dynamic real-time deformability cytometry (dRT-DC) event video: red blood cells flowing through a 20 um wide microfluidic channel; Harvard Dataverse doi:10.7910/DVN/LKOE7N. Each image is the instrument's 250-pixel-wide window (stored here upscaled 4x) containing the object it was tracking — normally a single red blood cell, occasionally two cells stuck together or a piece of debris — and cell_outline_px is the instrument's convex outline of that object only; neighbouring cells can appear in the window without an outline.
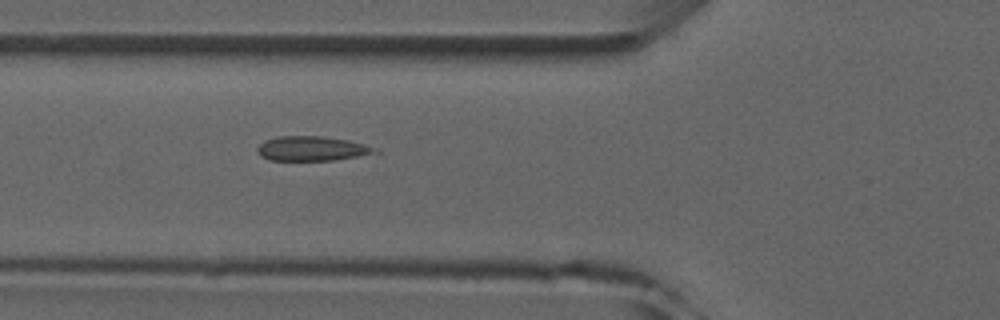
{"species": "common noctule bat (a hibernating species)", "species_latin": "Nyctalus noctula", "temperature_condition": "room temperature", "stored_images_in_passage": 5, "camera_frame_rate_fps": 3000, "um_per_image_px": 0.085, "animal": {"sex": "male", "forearm_length_mm": 52.5}, "frame": {"image": 1, "passage_image": 5, "time_ms": 6.333, "image_size_px": [1000, 320], "cell_outline_px": [[380, 152], [332, 160], [268, 160], [260, 156], [256, 152], [256, 148], [264, 140], [276, 136], [324, 136], [348, 140], [380, 148]], "centroid_in_image_um": [26.49, 12.62], "position_along_channel_um": 99.3, "area_um2": 16.99}}